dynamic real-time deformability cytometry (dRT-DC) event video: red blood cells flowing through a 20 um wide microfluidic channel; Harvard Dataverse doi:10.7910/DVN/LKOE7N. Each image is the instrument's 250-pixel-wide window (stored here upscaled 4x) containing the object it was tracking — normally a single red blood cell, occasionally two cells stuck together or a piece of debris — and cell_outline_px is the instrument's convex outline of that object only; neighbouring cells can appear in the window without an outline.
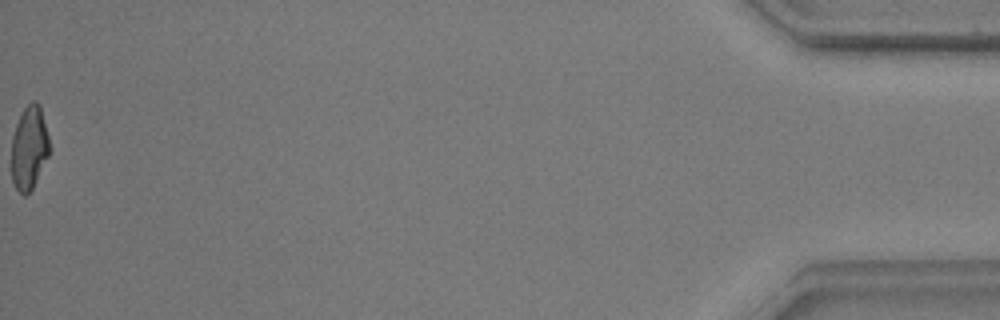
{"species": "common noctule bat (a hibernating species)", "species_latin": "Nyctalus noctula", "temperature_condition": "warm", "stored_images_in_passage": 48, "camera_frame_rate_fps": 3000, "um_per_image_px": 0.085, "animal": {"sex": "male", "body_mass_g": 17.9, "forearm_length_mm": 54.2}, "frame": {"image": 1, "passage_image": 48, "time_ms": 15.667, "image_size_px": [1000, 320], "cell_outline_px": [[48, 156], [32, 188], [24, 196], [16, 188], [12, 180], [12, 136], [16, 124], [24, 108], [32, 100], [36, 100], [40, 104], [48, 136]], "centroid_in_image_um": [2.47, 12.53], "position_along_channel_um": 432.7, "area_um2": 18.15}, "authors_computed_cell_mechanics": {"area_um2": 19.2474, "velocity_mm_per_s": 3.705, "shape_relaxation_time_tau1_ms": 4.7251, "shape_relaxation_time_tau2_ms": 1.6298, "deformation_change_tau1": 0.2016, "deformation_change_tau2": 0.0876}}